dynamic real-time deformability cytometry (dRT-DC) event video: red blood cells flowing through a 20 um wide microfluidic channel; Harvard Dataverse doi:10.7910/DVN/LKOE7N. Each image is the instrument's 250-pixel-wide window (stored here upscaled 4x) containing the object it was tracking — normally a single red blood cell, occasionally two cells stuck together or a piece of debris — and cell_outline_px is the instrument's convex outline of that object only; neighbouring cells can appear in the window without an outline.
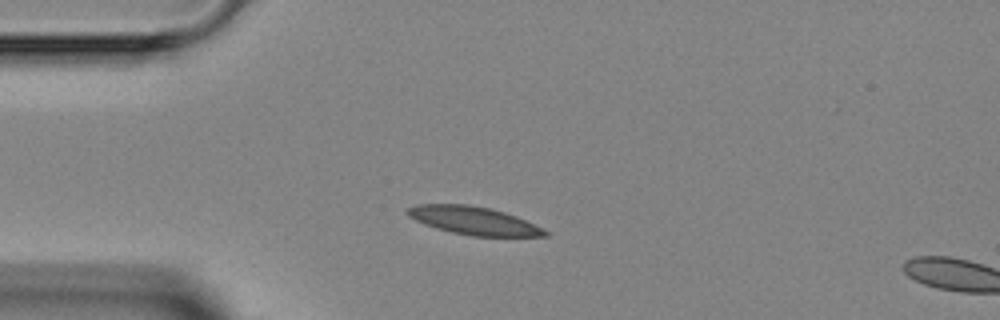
{"species": "Egyptian fruit bat (a non-hibernating species)", "species_latin": "Rousettus aegyptiacus", "temperature_condition": "room temperature", "stored_images_in_passage": 4, "camera_frame_rate_fps": 3000, "um_per_image_px": 0.085, "animal": {"sex": "female"}, "frame": {"image": 1, "passage_image": 1, "time_ms": 0.0, "image_size_px": [1000, 320], "cell_outline_px": [[552, 232], [548, 236], [472, 236], [452, 232], [436, 228], [424, 224], [408, 216], [404, 212], [408, 208], [416, 204], [468, 204], [492, 208], [516, 216], [544, 228]], "centroid_in_image_um": [40.29, 18.75], "position_along_channel_um": 44.7, "area_um2": 22.66}}